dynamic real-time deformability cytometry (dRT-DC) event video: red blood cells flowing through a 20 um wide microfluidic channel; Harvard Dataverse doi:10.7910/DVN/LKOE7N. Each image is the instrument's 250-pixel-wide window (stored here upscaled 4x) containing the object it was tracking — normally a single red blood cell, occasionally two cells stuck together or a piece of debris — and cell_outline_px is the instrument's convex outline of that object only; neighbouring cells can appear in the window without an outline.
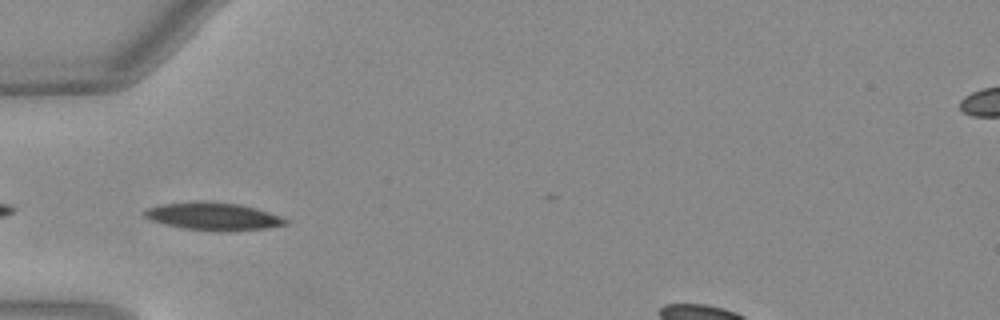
{"species": "Egyptian fruit bat (a non-hibernating species)", "species_latin": "Rousettus aegyptiacus", "temperature_condition": "warm", "stored_images_in_passage": 8, "camera_frame_rate_fps": 3000, "um_per_image_px": 0.085, "animal": {"sex": "female"}, "frame": {"image": 1, "passage_image": 2, "time_ms": 0.333, "image_size_px": [1000, 320], "cell_outline_px": [[288, 224], [264, 228], [184, 228], [164, 224], [152, 220], [144, 216], [144, 212], [148, 208], [164, 204], [200, 200], [208, 200], [240, 204], [256, 208], [280, 216], [288, 220]], "centroid_in_image_um": [18.1, 18.32], "position_along_channel_um": 66.9, "area_um2": 21.62}}
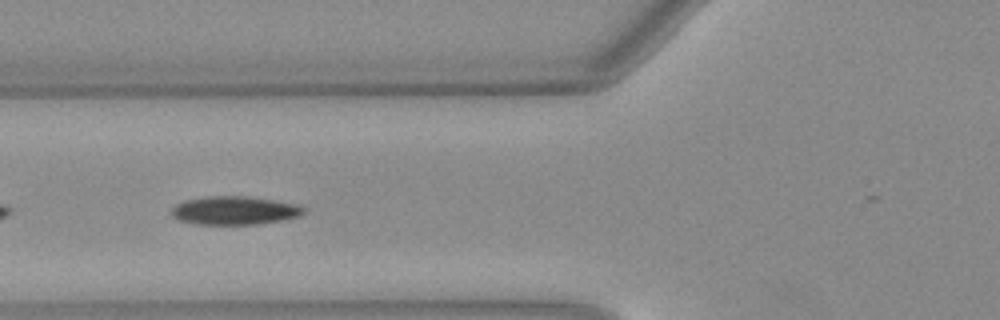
{"frame": {"image": 2, "passage_image": 5, "time_ms": 1.333, "image_size_px": [1000, 320], "cell_outline_px": [[304, 212], [296, 216], [280, 220], [260, 224], [196, 224], [176, 220], [172, 216], [172, 208], [176, 204], [184, 200], [208, 196], [244, 196], [272, 200], [296, 204], [304, 208]], "centroid_in_image_um": [19.86, 17.89], "position_along_channel_um": 105.9, "area_um2": 21.68}}